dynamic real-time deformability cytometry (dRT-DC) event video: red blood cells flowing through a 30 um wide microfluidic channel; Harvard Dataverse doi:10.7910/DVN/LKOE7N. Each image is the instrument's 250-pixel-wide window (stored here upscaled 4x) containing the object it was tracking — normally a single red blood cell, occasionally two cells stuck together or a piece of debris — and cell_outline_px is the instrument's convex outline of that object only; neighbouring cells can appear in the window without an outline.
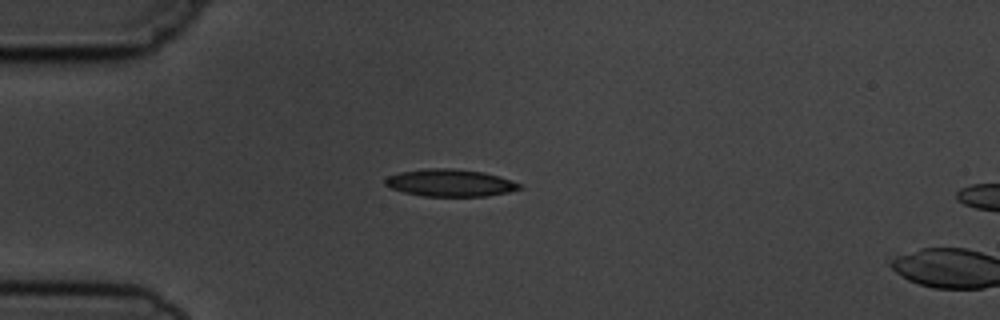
{"species": "common noctule bat (a hibernating species)", "species_latin": "Nyctalus noctula", "temperature_condition": "cold", "stored_images_in_passage": 4, "camera_frame_rate_fps": 3000, "um_per_image_px": 0.085, "animal": {"sex": "male", "body_mass_g": 19.5, "forearm_length_mm": 54.6}, "frame": {"image": 1, "passage_image": 3, "time_ms": 2.333, "image_size_px": [1000, 320], "cell_outline_px": [[524, 188], [508, 192], [488, 196], [424, 196], [404, 192], [392, 188], [384, 184], [384, 180], [388, 176], [400, 172], [424, 168], [452, 168], [484, 172], [500, 176], [512, 180], [520, 184]], "centroid_in_image_um": [38.29, 15.53], "position_along_channel_um": 46.7, "area_um2": 21.44}}